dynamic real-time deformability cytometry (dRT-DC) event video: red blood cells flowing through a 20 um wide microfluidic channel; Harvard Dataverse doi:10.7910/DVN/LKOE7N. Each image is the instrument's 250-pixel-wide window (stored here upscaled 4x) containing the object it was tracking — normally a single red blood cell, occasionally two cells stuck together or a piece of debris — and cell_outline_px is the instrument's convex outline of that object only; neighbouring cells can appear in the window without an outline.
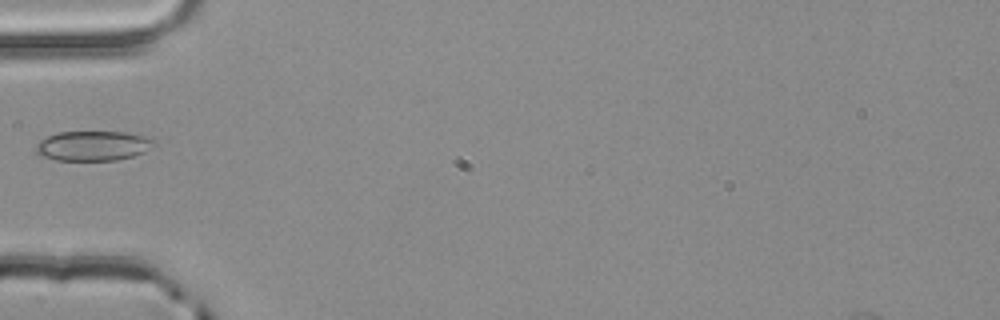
{"species": "common noctule bat (a hibernating species)", "species_latin": "Nyctalus noctula", "temperature_condition": "room temperature", "stored_images_in_passage": 4, "camera_frame_rate_fps": 3000, "um_per_image_px": 0.085, "animal": {"sex": "male", "body_mass_g": 20.4}, "frame": {"image": 1, "passage_image": 4, "time_ms": 1.0, "image_size_px": [1000, 320], "cell_outline_px": [[156, 144], [144, 152], [132, 156], [116, 160], [56, 160], [44, 156], [36, 152], [36, 144], [40, 140], [48, 136], [60, 132], [124, 132], [152, 136]], "centroid_in_image_um": [7.96, 12.38], "position_along_channel_um": 77.0, "area_um2": 20.52}}